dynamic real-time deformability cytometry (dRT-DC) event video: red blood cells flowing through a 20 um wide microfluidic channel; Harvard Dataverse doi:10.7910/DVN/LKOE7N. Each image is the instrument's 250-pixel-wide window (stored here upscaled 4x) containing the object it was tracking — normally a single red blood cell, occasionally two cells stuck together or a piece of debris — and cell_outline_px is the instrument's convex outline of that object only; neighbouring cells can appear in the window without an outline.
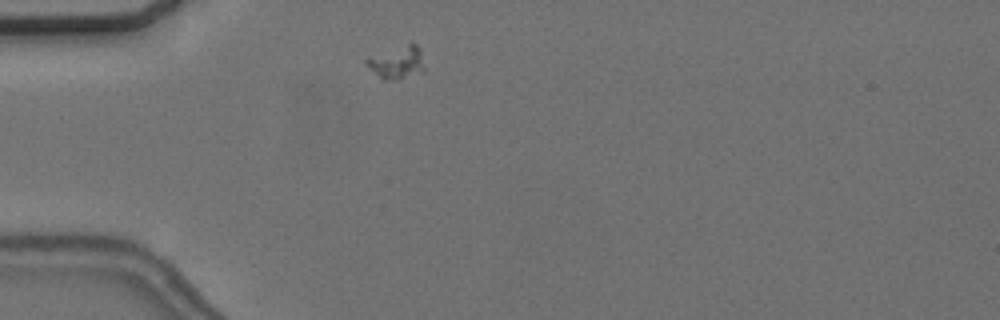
{"species": "common noctule bat (a hibernating species)", "species_latin": "Nyctalus noctula", "temperature_condition": "cold", "stored_images_in_passage": 35, "camera_frame_rate_fps": 3000, "um_per_image_px": 0.085, "animal": {"sex": "female", "body_mass_g": 24.6, "forearm_length_mm": 56.2}, "frame": {"image": 1, "passage_image": 3, "time_ms": 0.667, "image_size_px": [1000, 320], "cell_outline_px": [[424, 72], [396, 80], [384, 80], [364, 60], [408, 44], [416, 44], [420, 48], [424, 68]], "centroid_in_image_um": [33.84, 5.34], "position_along_channel_um": 51.2, "area_um2": 10.35}}
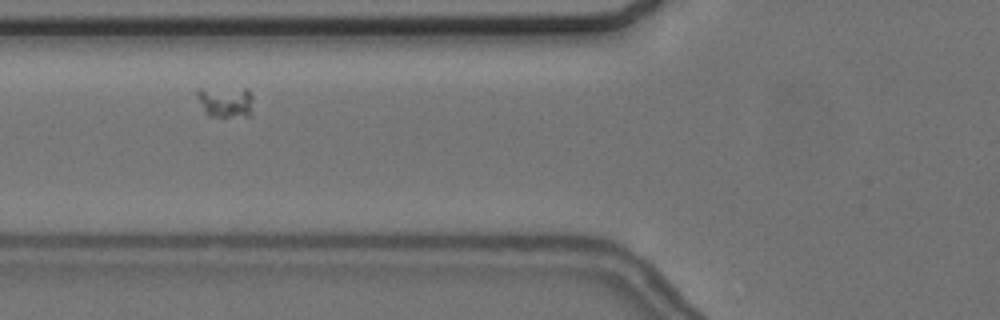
{"frame": {"image": 2, "passage_image": 9, "time_ms": 2.667, "image_size_px": [1000, 320], "cell_outline_px": [[252, 116], [208, 116], [204, 112], [196, 92], [196, 88], [248, 88], [252, 96]], "centroid_in_image_um": [19.19, 8.64], "position_along_channel_um": 106.6, "area_um2": 10.35}}
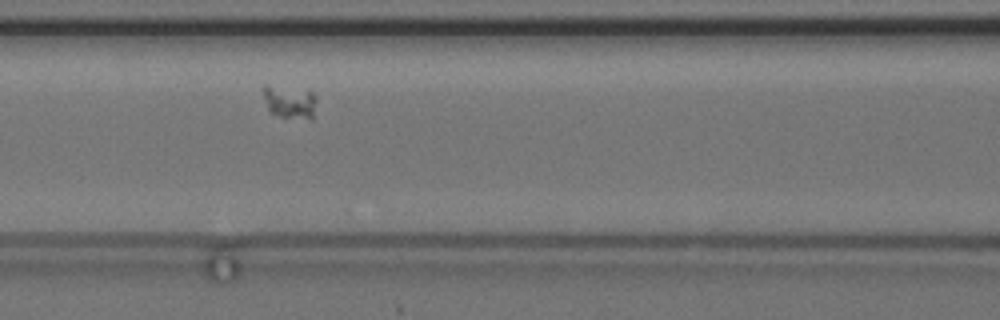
{"frame": {"image": 3, "passage_image": 12, "time_ms": 3.667, "image_size_px": [1000, 320], "cell_outline_px": [[316, 100], [312, 120], [308, 120], [280, 116], [272, 112], [268, 108], [264, 96], [264, 84], [308, 88], [316, 96]], "centroid_in_image_um": [24.68, 8.62], "position_along_channel_um": 141.9, "area_um2": 10.58}}